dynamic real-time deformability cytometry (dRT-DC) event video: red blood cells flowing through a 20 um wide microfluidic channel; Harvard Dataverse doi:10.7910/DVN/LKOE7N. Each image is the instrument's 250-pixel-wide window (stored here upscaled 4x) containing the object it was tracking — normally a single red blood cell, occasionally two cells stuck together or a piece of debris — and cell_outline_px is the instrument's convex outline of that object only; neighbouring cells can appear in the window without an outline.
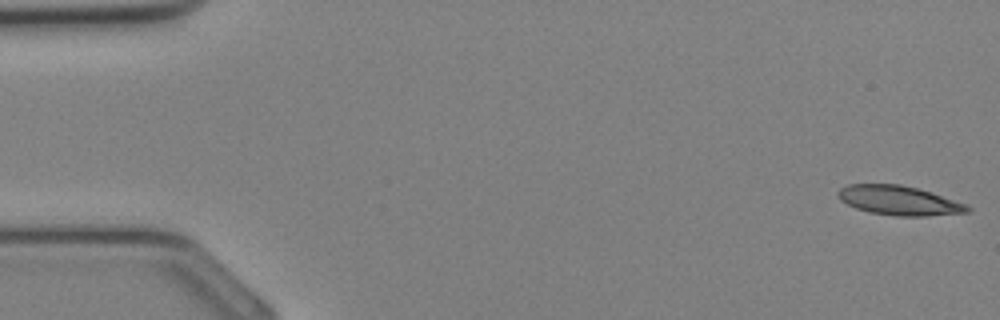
{"species": "Egyptian fruit bat (a non-hibernating species)", "species_latin": "Rousettus aegyptiacus", "temperature_condition": "cold", "stored_images_in_passage": 34, "camera_frame_rate_fps": 3000, "um_per_image_px": 0.085, "animal": {"sex": "female"}, "frame": {"image": 1, "passage_image": 1, "time_ms": 0.0, "image_size_px": [1000, 320], "cell_outline_px": [[972, 208], [968, 212], [928, 216], [896, 216], [868, 212], [856, 208], [840, 200], [836, 196], [836, 192], [840, 188], [848, 184], [900, 184], [932, 192], [968, 204]], "centroid_in_image_um": [76.42, 17.04], "position_along_channel_um": 8.6, "area_um2": 22.37}}
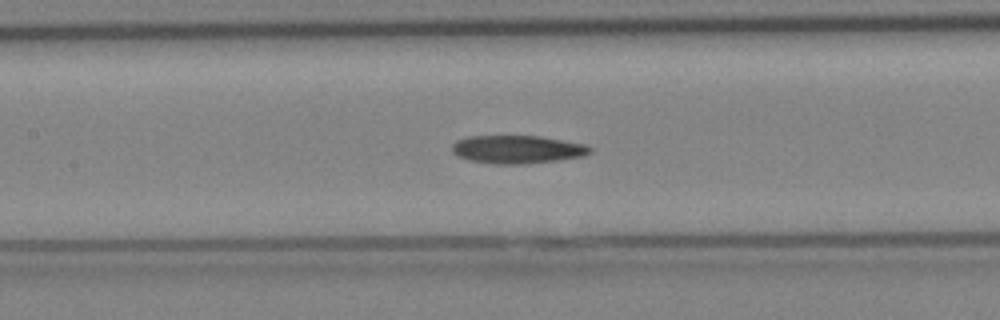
{"frame": {"image": 2, "passage_image": 16, "time_ms": 5.0, "image_size_px": [1000, 320], "cell_outline_px": [[592, 152], [584, 156], [556, 160], [524, 164], [496, 164], [472, 160], [456, 156], [452, 152], [452, 144], [456, 140], [472, 136], [540, 136], [584, 144], [592, 148]], "centroid_in_image_um": [43.97, 12.7], "position_along_channel_um": 163.4, "area_um2": 22.48}}
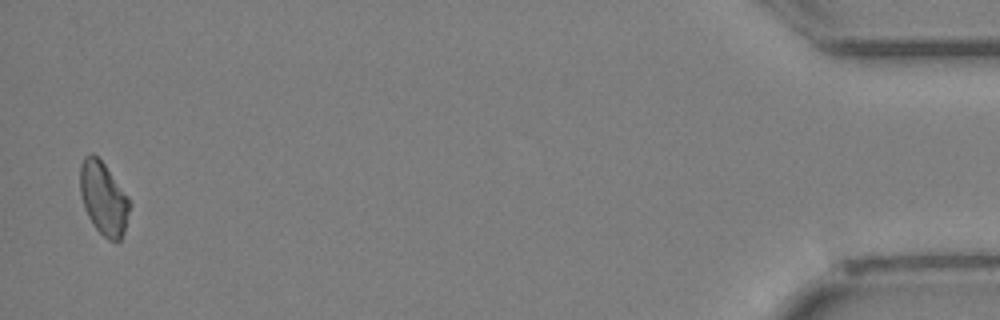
{"frame": {"image": 3, "passage_image": 34, "time_ms": 11.0, "image_size_px": [1000, 320], "cell_outline_px": [[132, 204], [124, 232], [120, 240], [108, 240], [92, 224], [84, 208], [80, 196], [80, 164], [84, 156], [92, 152], [104, 164], [128, 196]], "centroid_in_image_um": [8.8, 16.86], "position_along_channel_um": 426.4, "area_um2": 21.15}}